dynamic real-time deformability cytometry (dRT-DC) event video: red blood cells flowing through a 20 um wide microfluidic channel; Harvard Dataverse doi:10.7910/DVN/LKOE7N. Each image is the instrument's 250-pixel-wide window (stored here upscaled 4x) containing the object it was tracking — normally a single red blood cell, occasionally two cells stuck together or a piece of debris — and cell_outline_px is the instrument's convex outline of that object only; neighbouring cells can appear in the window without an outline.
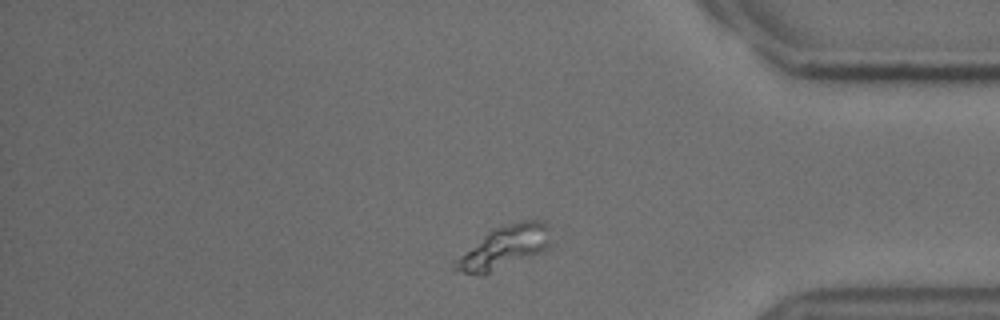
{"species": "common noctule bat (a hibernating species)", "species_latin": "Nyctalus noctula", "temperature_condition": "cold", "stored_images_in_passage": 49, "segment_of_instrument_passage": [2, 2], "camera_frame_rate_fps": 3000, "um_per_image_px": 0.085, "animal": {"sex": "male", "body_mass_g": 18.8}, "frame": {"image": 1, "passage_image": 40, "time_ms": 13.0, "image_size_px": [1000, 320], "cell_outline_px": [[556, 244], [540, 252], [484, 276], [480, 276], [464, 272], [452, 268], [448, 264], [452, 260], [492, 228], [520, 220], [544, 220], [548, 224]], "centroid_in_image_um": [42.88, 21.0], "position_along_channel_um": 392.3, "area_um2": 24.74}}